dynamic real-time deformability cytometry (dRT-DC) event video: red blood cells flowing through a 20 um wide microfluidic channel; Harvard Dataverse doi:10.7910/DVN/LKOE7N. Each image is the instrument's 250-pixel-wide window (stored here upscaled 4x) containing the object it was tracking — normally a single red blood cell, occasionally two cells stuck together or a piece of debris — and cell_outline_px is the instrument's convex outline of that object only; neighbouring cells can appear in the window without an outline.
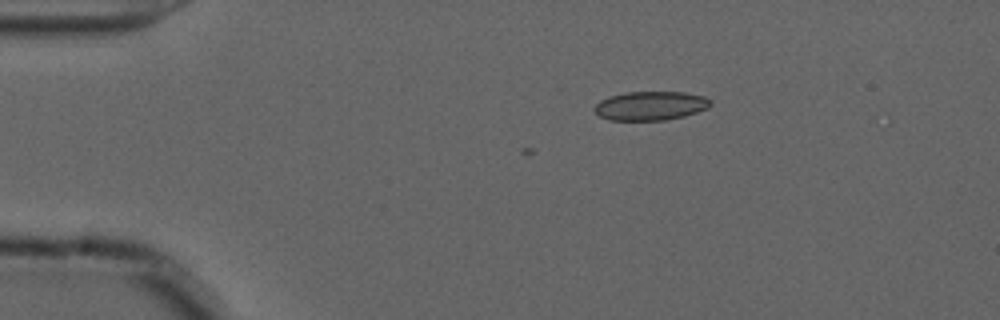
{"species": "common noctule bat (a hibernating species)", "species_latin": "Nyctalus noctula", "temperature_condition": "cold", "stored_images_in_passage": 2, "camera_frame_rate_fps": 3000, "um_per_image_px": 0.085, "animal": {"sex": "male", "forearm_length_mm": 52.5}, "frame": {"image": 1, "passage_image": 2, "time_ms": 0.333, "image_size_px": [1000, 320], "cell_outline_px": [[712, 104], [708, 108], [684, 116], [664, 120], [608, 120], [600, 116], [592, 108], [600, 100], [608, 96], [624, 92], [684, 92], [704, 96], [712, 100]], "centroid_in_image_um": [55.29, 8.98], "position_along_channel_um": 29.7, "area_um2": 19.71}}